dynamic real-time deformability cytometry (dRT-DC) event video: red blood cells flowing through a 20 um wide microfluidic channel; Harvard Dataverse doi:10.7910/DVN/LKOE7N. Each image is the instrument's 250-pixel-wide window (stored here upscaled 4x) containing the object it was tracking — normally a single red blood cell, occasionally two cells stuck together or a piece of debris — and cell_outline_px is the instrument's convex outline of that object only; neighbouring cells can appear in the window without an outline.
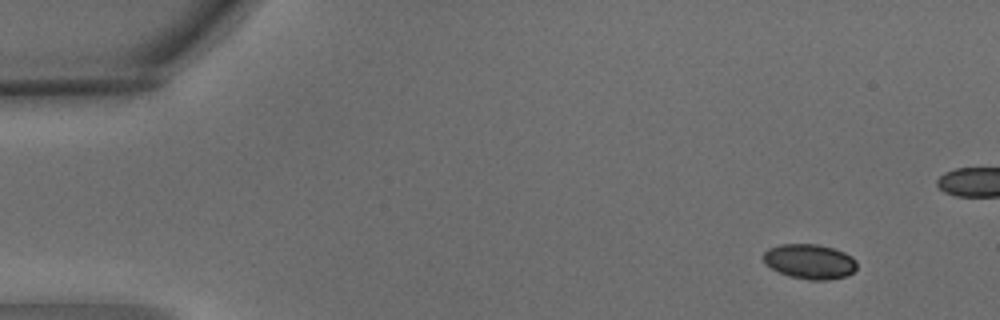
{"species": "common noctule bat (a hibernating species)", "species_latin": "Nyctalus noctula", "temperature_condition": "warm", "stored_images_in_passage": 6, "camera_frame_rate_fps": 3000, "um_per_image_px": 0.085, "animal": {"sex": "male", "body_mass_g": 15.6}, "frame": {"image": 1, "passage_image": 1, "time_ms": 0.0, "image_size_px": [1000, 320], "cell_outline_px": [[856, 268], [848, 276], [828, 280], [808, 280], [788, 276], [764, 264], [764, 252], [768, 248], [780, 244], [816, 244], [832, 248], [844, 252], [852, 256], [856, 260]], "centroid_in_image_um": [68.82, 22.23], "position_along_channel_um": 16.2, "area_um2": 19.07}}